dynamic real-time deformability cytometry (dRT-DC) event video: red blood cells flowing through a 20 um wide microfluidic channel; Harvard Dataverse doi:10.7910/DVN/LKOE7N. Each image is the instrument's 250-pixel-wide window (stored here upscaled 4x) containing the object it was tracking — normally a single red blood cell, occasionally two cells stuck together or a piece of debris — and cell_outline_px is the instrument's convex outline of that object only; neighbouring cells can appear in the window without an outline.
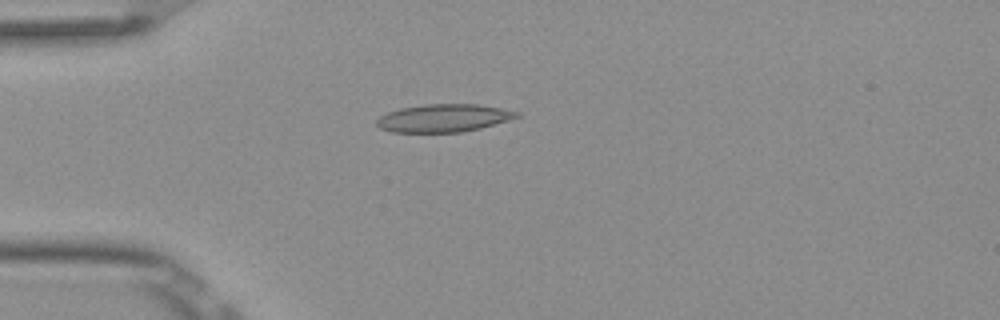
{"species": "Egyptian fruit bat (a non-hibernating species)", "species_latin": "Rousettus aegyptiacus", "temperature_condition": "room temperature", "stored_images_in_passage": 5, "camera_frame_rate_fps": 3000, "um_per_image_px": 0.085, "frame": {"image": 1, "passage_image": 4, "time_ms": 1.0, "image_size_px": [1000, 320], "cell_outline_px": [[520, 116], [508, 120], [480, 128], [460, 132], [392, 132], [380, 128], [376, 124], [376, 120], [380, 116], [388, 112], [400, 108], [424, 104], [476, 104], [500, 108], [520, 112]], "centroid_in_image_um": [37.69, 10.03], "position_along_channel_um": 47.3, "area_um2": 22.6}}